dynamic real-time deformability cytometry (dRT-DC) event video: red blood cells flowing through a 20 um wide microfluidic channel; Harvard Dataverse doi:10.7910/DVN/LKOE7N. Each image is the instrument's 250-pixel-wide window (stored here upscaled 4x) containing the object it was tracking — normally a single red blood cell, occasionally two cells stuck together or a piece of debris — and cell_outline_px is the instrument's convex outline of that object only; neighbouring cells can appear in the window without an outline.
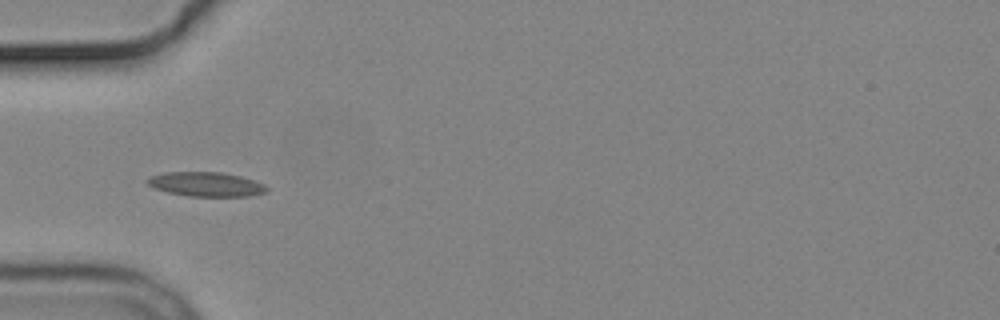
{"species": "common noctule bat (a hibernating species)", "species_latin": "Nyctalus noctula", "temperature_condition": "cold", "stored_images_in_passage": 6, "camera_frame_rate_fps": 3000, "um_per_image_px": 0.085, "animal": {"sex": "male", "body_mass_g": 19.2, "forearm_length_mm": 51.8}, "frame": {"image": 1, "passage_image": 4, "time_ms": 4.333, "image_size_px": [1000, 320], "cell_outline_px": [[268, 192], [248, 196], [188, 196], [168, 192], [156, 188], [148, 184], [144, 180], [152, 176], [164, 172], [220, 172], [240, 176], [264, 184], [268, 188]], "centroid_in_image_um": [17.52, 15.66], "position_along_channel_um": 67.5, "area_um2": 16.82}}
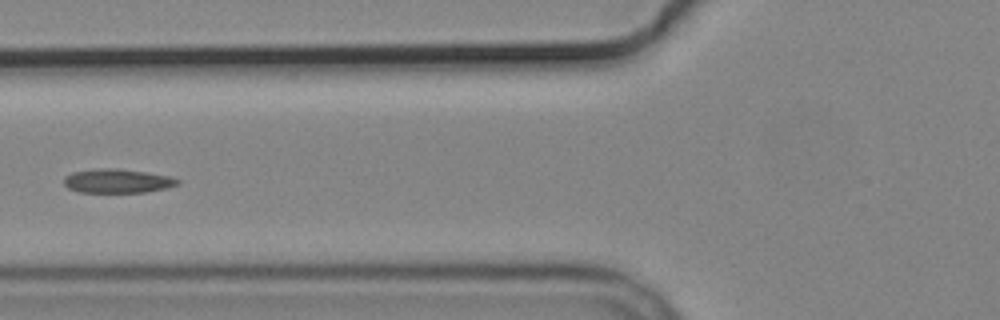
{"frame": {"image": 2, "passage_image": 5, "time_ms": 5.667, "image_size_px": [1000, 320], "cell_outline_px": [[180, 184], [168, 188], [144, 192], [80, 192], [68, 188], [64, 184], [64, 176], [72, 172], [100, 168], [116, 168], [172, 176], [180, 180]], "centroid_in_image_um": [10.0, 15.38], "position_along_channel_um": 115.8, "area_um2": 15.95}}
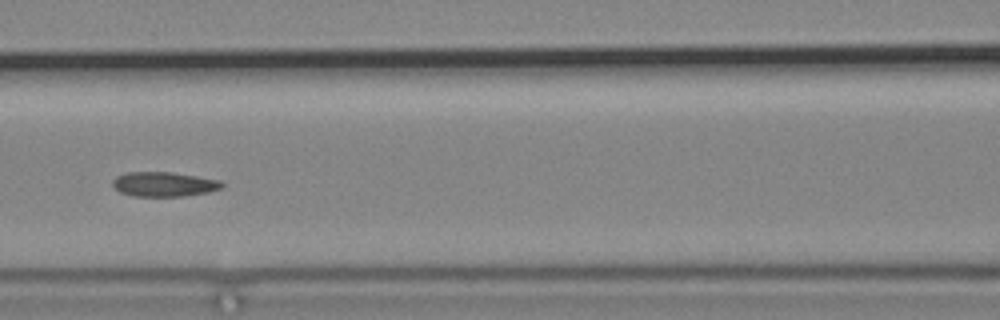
{"frame": {"image": 3, "passage_image": 6, "time_ms": 6.667, "image_size_px": [1000, 320], "cell_outline_px": [[224, 188], [208, 192], [184, 196], [132, 196], [120, 192], [112, 184], [112, 180], [116, 176], [128, 172], [172, 172], [220, 180], [224, 184]], "centroid_in_image_um": [13.95, 15.66], "position_along_channel_um": 152.6, "area_um2": 15.72}}